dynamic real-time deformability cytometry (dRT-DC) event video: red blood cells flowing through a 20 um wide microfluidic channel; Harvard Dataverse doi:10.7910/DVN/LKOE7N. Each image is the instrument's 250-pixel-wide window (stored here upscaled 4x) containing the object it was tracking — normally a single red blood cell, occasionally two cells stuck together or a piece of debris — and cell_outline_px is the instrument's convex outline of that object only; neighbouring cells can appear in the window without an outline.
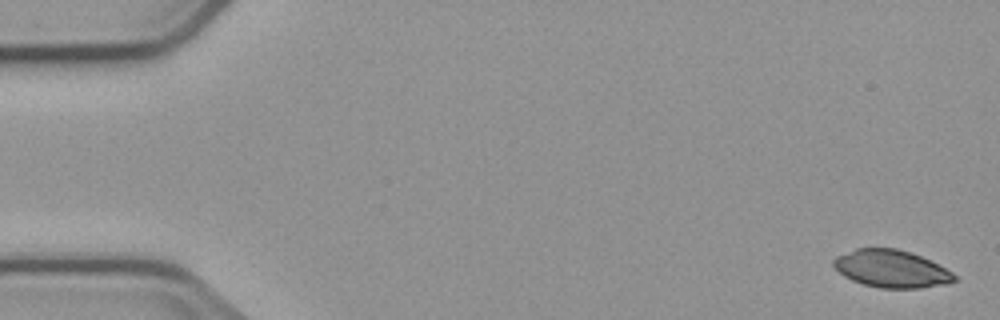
{"species": "common noctule bat (a hibernating species)", "species_latin": "Nyctalus noctula", "temperature_condition": "cold", "stored_images_in_passage": 4, "camera_frame_rate_fps": 3000, "um_per_image_px": 0.085, "animal": {"sex": "male", "body_mass_g": 23.1, "forearm_length_mm": 52.7}, "frame": {"image": 1, "passage_image": 1, "time_ms": 0.0, "image_size_px": [1000, 320], "cell_outline_px": [[960, 280], [944, 284], [920, 288], [880, 288], [864, 284], [852, 280], [844, 276], [832, 264], [832, 260], [836, 256], [856, 248], [896, 248], [920, 256], [952, 272]], "centroid_in_image_um": [75.75, 22.85], "position_along_channel_um": 9.2, "area_um2": 26.18}}